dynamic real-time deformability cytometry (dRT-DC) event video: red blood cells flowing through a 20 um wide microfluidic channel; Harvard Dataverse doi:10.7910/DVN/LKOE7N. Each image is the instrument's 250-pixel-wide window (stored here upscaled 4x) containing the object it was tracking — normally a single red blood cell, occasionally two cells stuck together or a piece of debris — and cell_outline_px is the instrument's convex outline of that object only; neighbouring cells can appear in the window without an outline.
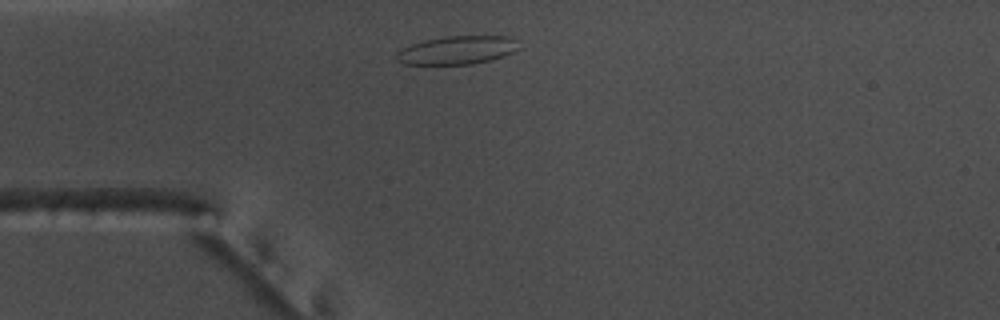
{"species": "common noctule bat (a hibernating species)", "species_latin": "Nyctalus noctula", "temperature_condition": "warm", "stored_images_in_passage": 33, "camera_frame_rate_fps": 3000, "um_per_image_px": 0.085, "animal": {"sex": "male", "body_mass_g": 17.5, "forearm_length_mm": 52.3}, "frame": {"image": 1, "passage_image": 4, "time_ms": 1.0, "image_size_px": [1000, 320], "cell_outline_px": [[520, 48], [504, 56], [492, 60], [472, 64], [404, 64], [396, 60], [396, 52], [412, 44], [424, 40], [448, 36], [512, 36], [516, 40]], "centroid_in_image_um": [38.89, 4.26], "position_along_channel_um": 46.1, "area_um2": 20.23}}
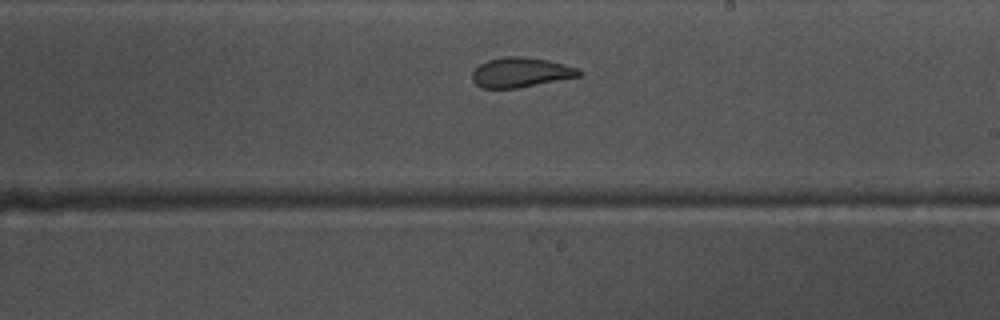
{"frame": {"image": 2, "passage_image": 21, "time_ms": 6.667, "image_size_px": [1000, 320], "cell_outline_px": [[584, 72], [580, 76], [516, 88], [480, 88], [472, 80], [472, 72], [480, 64], [488, 60], [500, 56], [520, 56], [548, 60], [564, 64], [576, 68]], "centroid_in_image_um": [44.24, 6.14], "position_along_channel_um": 244.8, "area_um2": 18.5}}
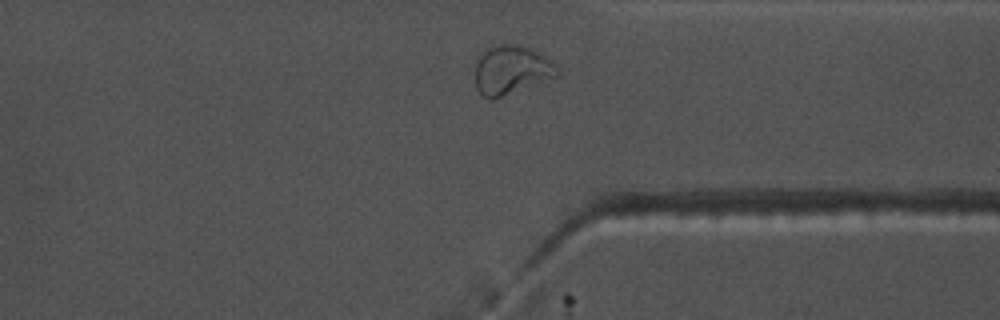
{"frame": {"image": 3, "passage_image": 31, "time_ms": 10.0, "image_size_px": [1000, 320], "cell_outline_px": [[560, 72], [556, 76], [492, 100], [488, 100], [476, 88], [476, 64], [480, 52], [484, 48], [492, 44], [520, 44], [536, 52], [548, 60]], "centroid_in_image_um": [43.37, 5.93], "position_along_channel_um": 368.0, "area_um2": 23.06}, "authors_computed_cell_mechanics": {"area_um2": 18.7272, "velocity_mm_per_s": 3.7376, "shape_relaxation_time_tau1_ms": null, "shape_relaxation_time_tau2_ms": 1.3661, "deformation_change_tau1": null, "deformation_change_tau2": 0.0837}}